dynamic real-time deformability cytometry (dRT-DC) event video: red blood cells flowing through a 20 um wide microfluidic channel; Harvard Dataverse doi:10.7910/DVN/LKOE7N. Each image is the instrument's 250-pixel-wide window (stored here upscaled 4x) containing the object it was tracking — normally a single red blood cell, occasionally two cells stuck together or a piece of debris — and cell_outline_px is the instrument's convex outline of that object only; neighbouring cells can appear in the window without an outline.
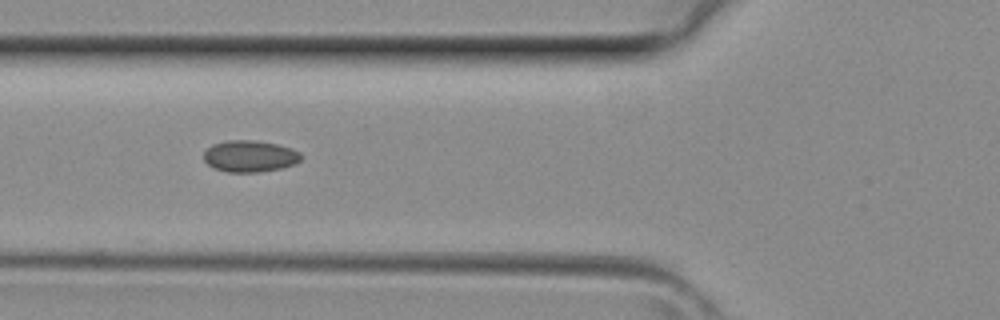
{"species": "common noctule bat (a hibernating species)", "species_latin": "Nyctalus noctula", "temperature_condition": "room temperature", "stored_images_in_passage": 5, "camera_frame_rate_fps": 3000, "um_per_image_px": 0.085, "animal": {"sex": "female", "body_mass_g": 29.2, "forearm_length_mm": 56.3}, "frame": {"image": 1, "passage_image": 4, "time_ms": 1.0, "image_size_px": [1000, 320], "cell_outline_px": [[304, 156], [300, 160], [292, 164], [280, 168], [260, 172], [228, 172], [212, 168], [204, 160], [204, 152], [212, 144], [228, 140], [256, 140], [276, 144], [292, 148], [300, 152]], "centroid_in_image_um": [21.23, 13.27], "position_along_channel_um": 104.6, "area_um2": 17.98}}
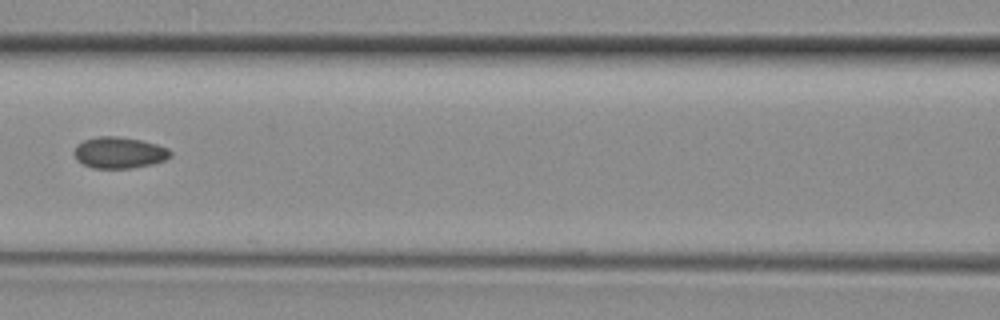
{"frame": {"image": 2, "passage_image": 5, "time_ms": 1.333, "image_size_px": [1000, 320], "cell_outline_px": [[172, 156], [164, 160], [152, 164], [128, 168], [92, 168], [76, 160], [72, 152], [76, 144], [84, 140], [96, 136], [116, 136], [140, 140], [156, 144], [168, 148], [172, 152]], "centroid_in_image_um": [10.1, 12.97], "position_along_channel_um": 156.5, "area_um2": 17.69}}